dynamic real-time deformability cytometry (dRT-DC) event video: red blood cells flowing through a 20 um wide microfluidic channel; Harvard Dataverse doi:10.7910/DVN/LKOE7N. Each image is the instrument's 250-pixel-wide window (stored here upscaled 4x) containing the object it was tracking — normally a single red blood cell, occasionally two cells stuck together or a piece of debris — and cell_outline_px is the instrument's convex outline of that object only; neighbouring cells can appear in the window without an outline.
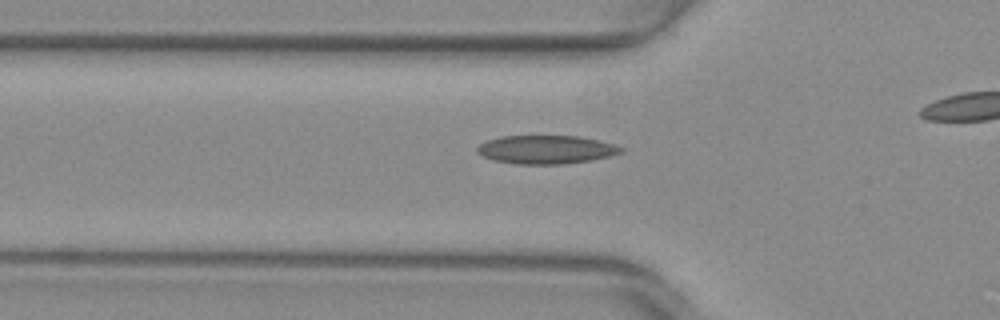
{"species": "common noctule bat (a hibernating species)", "species_latin": "Nyctalus noctula", "temperature_condition": "warm", "stored_images_in_passage": 28, "camera_frame_rate_fps": 3000, "um_per_image_px": 0.085, "animal": {"sex": "female", "body_mass_g": 29.2, "forearm_length_mm": 56.3}, "frame": {"image": 1, "passage_image": 4, "time_ms": 1.0, "image_size_px": [1000, 320], "cell_outline_px": [[624, 152], [592, 160], [564, 164], [516, 164], [492, 160], [476, 152], [476, 148], [480, 144], [488, 140], [500, 136], [580, 136], [600, 140], [616, 144], [624, 148]], "centroid_in_image_um": [46.45, 12.71], "position_along_channel_um": 79.4, "area_um2": 24.04}}
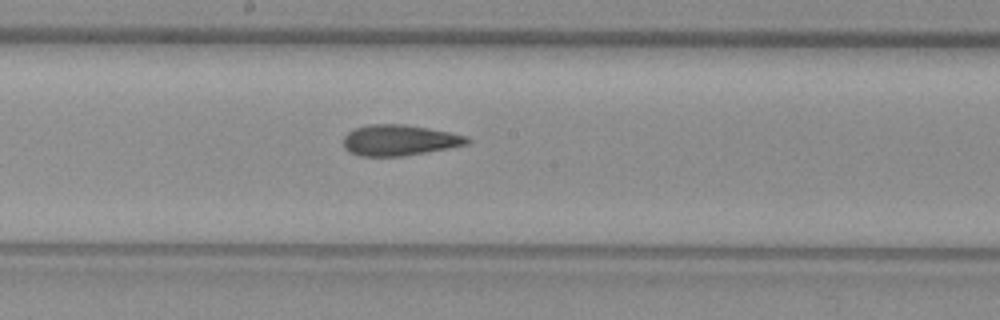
{"frame": {"image": 2, "passage_image": 14, "time_ms": 4.333, "image_size_px": [1000, 320], "cell_outline_px": [[472, 140], [468, 144], [448, 148], [400, 156], [360, 156], [348, 152], [344, 148], [344, 136], [348, 132], [356, 128], [368, 124], [404, 124], [452, 132], [468, 136]], "centroid_in_image_um": [33.95, 11.91], "position_along_channel_um": 214.2, "area_um2": 22.25}}
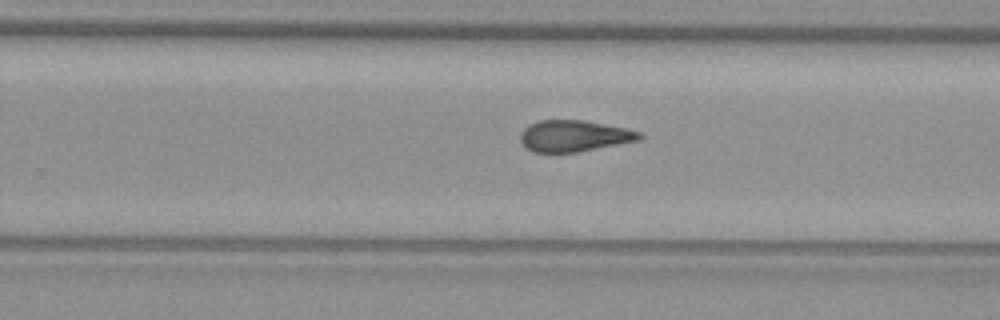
{"frame": {"image": 3, "passage_image": 19, "time_ms": 6.0, "image_size_px": [1000, 320], "cell_outline_px": [[644, 136], [640, 140], [576, 152], [532, 152], [520, 140], [520, 136], [524, 128], [528, 124], [536, 120], [584, 120], [624, 128], [640, 132]], "centroid_in_image_um": [48.78, 11.54], "position_along_channel_um": 281.0, "area_um2": 21.62}}